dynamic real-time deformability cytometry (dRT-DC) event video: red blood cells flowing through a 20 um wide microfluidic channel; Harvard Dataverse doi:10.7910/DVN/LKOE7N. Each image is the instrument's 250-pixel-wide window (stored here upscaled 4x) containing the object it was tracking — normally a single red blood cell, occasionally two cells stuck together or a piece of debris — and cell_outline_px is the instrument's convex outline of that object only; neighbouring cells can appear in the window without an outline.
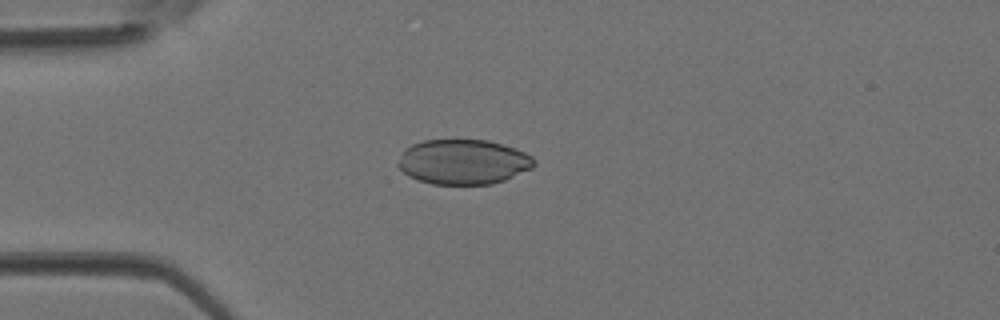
{"species": "Egyptian fruit bat (a non-hibernating species)", "species_latin": "Rousettus aegyptiacus", "temperature_condition": "room temperature", "stored_images_in_passage": 1, "camera_frame_rate_fps": 3000, "um_per_image_px": 0.085, "animal": {"sex": "female"}, "frame": {"image": 1, "passage_image": 1, "time_ms": 0.0, "image_size_px": [1000, 320], "cell_outline_px": [[536, 164], [532, 168], [504, 180], [492, 184], [432, 184], [416, 180], [408, 176], [396, 164], [404, 148], [412, 144], [424, 140], [488, 140], [516, 148], [532, 156], [536, 160]], "centroid_in_image_um": [39.36, 13.76], "position_along_channel_um": 45.6, "area_um2": 35.84}}